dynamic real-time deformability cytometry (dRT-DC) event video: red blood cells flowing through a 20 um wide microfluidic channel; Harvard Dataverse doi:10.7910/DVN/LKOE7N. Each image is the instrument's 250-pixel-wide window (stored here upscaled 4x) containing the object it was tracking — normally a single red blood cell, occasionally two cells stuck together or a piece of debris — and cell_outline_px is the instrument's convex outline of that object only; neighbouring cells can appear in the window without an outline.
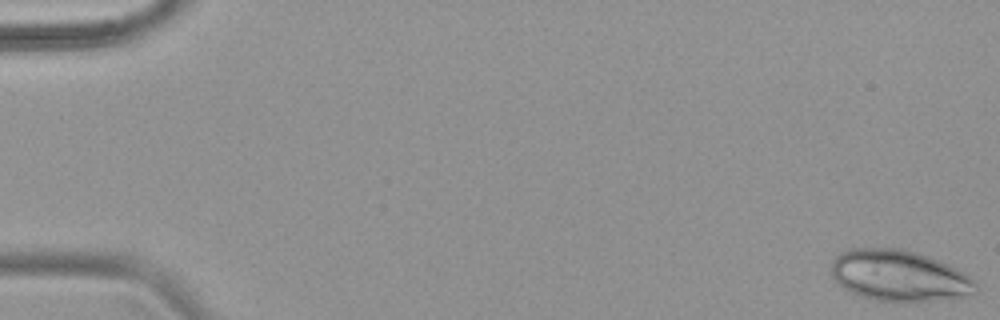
{"species": "common noctule bat (a hibernating species)", "species_latin": "Nyctalus noctula", "temperature_condition": "warm", "stored_images_in_passage": 53, "camera_frame_rate_fps": 3000, "um_per_image_px": 0.085, "animal": {"sex": "female", "body_mass_g": 18.4}, "frame": {"image": 1, "passage_image": 1, "time_ms": 0.0, "image_size_px": [1000, 320], "cell_outline_px": [[976, 284], [964, 296], [904, 304], [872, 300], [860, 296], [844, 288], [832, 276], [832, 264], [836, 256], [848, 248], [900, 248], [916, 252], [948, 264], [956, 268], [968, 276]], "centroid_in_image_um": [76.35, 23.45], "position_along_channel_um": 8.6, "area_um2": 42.83}}